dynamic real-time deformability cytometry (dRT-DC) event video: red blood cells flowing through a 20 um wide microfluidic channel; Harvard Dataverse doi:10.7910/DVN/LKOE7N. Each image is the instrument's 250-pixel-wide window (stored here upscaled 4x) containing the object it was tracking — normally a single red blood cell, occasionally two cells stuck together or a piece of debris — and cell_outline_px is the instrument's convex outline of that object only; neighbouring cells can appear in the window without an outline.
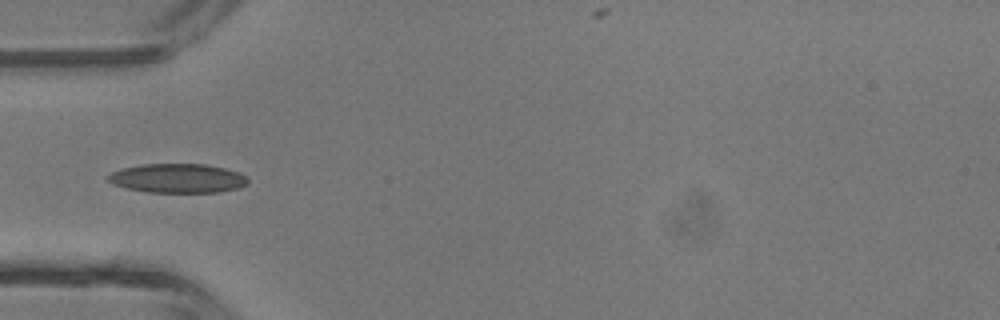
{"species": "common noctule bat (a hibernating species)", "species_latin": "Nyctalus noctula", "temperature_condition": "room temperature", "stored_images_in_passage": 4, "camera_frame_rate_fps": 3000, "um_per_image_px": 0.085, "animal": {"sex": "male", "body_mass_g": 13.3}, "frame": {"image": 1, "passage_image": 4, "time_ms": 1.0, "image_size_px": [1000, 320], "cell_outline_px": [[248, 184], [236, 188], [220, 192], [148, 192], [128, 188], [112, 184], [108, 180], [108, 176], [112, 172], [120, 168], [144, 164], [204, 164], [224, 168], [240, 172], [248, 180]], "centroid_in_image_um": [15.1, 15.15], "position_along_channel_um": 69.9, "area_um2": 23.64}}